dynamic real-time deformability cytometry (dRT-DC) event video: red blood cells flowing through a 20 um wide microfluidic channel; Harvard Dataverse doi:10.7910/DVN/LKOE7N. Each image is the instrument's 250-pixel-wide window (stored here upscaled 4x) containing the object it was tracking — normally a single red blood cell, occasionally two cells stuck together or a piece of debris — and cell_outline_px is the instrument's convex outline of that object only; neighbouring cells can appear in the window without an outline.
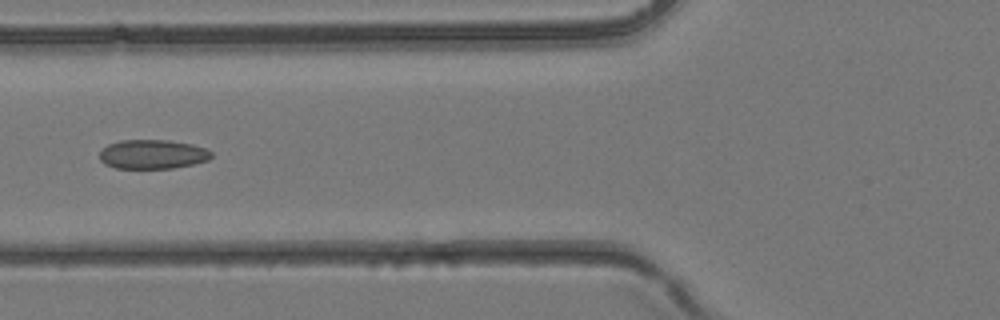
{"species": "common noctule bat (a hibernating species)", "species_latin": "Nyctalus noctula", "temperature_condition": "room temperature", "stored_images_in_passage": 40, "camera_frame_rate_fps": 3000, "um_per_image_px": 0.085, "animal": {"sex": "female", "body_mass_g": 24.6, "forearm_length_mm": 56.2}, "frame": {"image": 1, "passage_image": 16, "time_ms": 5.0, "image_size_px": [1000, 320], "cell_outline_px": [[212, 156], [208, 160], [192, 164], [172, 168], [116, 168], [104, 164], [100, 160], [100, 152], [108, 144], [120, 140], [168, 140], [192, 144], [204, 148], [212, 152]], "centroid_in_image_um": [12.96, 13.11], "position_along_channel_um": 112.8, "area_um2": 18.96}}
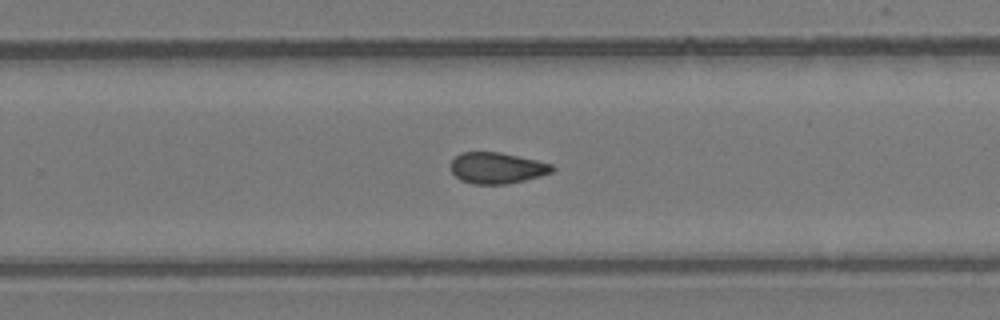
{"frame": {"image": 2, "passage_image": 26, "time_ms": 8.333, "image_size_px": [1000, 320], "cell_outline_px": [[556, 168], [552, 172], [540, 176], [508, 184], [472, 184], [460, 180], [452, 172], [452, 160], [460, 152], [500, 152], [536, 160], [552, 164]], "centroid_in_image_um": [42.25, 14.28], "position_along_channel_um": 287.5, "area_um2": 18.38}}
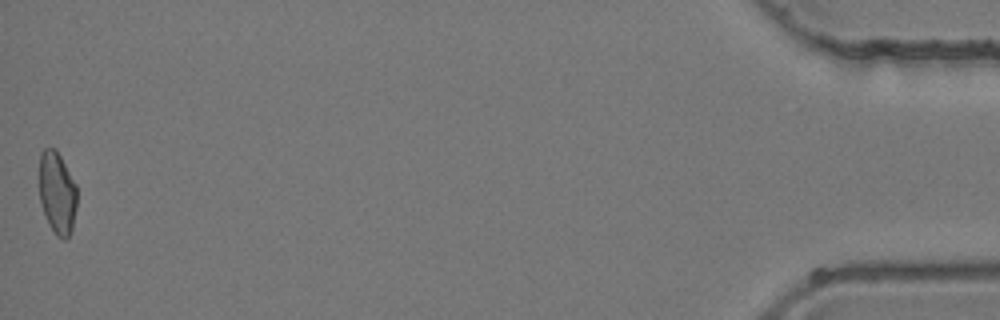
{"frame": {"image": 3, "passage_image": 40, "time_ms": 13.0, "image_size_px": [1000, 320], "cell_outline_px": [[76, 208], [72, 228], [68, 236], [64, 240], [56, 236], [48, 224], [40, 200], [40, 152], [44, 148], [56, 148], [76, 184]], "centroid_in_image_um": [4.86, 16.39], "position_along_channel_um": 430.3, "area_um2": 18.03}}